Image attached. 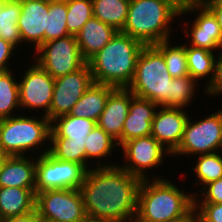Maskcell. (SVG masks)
<instances>
[{
	"mask_svg": "<svg viewBox=\"0 0 222 222\" xmlns=\"http://www.w3.org/2000/svg\"><path fill=\"white\" fill-rule=\"evenodd\" d=\"M142 179L119 165L87 171L80 187L87 217L121 222L137 212Z\"/></svg>",
	"mask_w": 222,
	"mask_h": 222,
	"instance_id": "cell-1",
	"label": "cell"
},
{
	"mask_svg": "<svg viewBox=\"0 0 222 222\" xmlns=\"http://www.w3.org/2000/svg\"><path fill=\"white\" fill-rule=\"evenodd\" d=\"M180 10L181 6L174 0H130L121 32L145 45L171 40L178 35Z\"/></svg>",
	"mask_w": 222,
	"mask_h": 222,
	"instance_id": "cell-2",
	"label": "cell"
},
{
	"mask_svg": "<svg viewBox=\"0 0 222 222\" xmlns=\"http://www.w3.org/2000/svg\"><path fill=\"white\" fill-rule=\"evenodd\" d=\"M174 175L175 180L172 178ZM174 175L163 179L142 180L138 192L137 213L144 219L149 222H167L182 216L194 205L190 188L183 186L186 182L182 181L185 179L178 177L177 173ZM177 178L180 179L179 182Z\"/></svg>",
	"mask_w": 222,
	"mask_h": 222,
	"instance_id": "cell-3",
	"label": "cell"
},
{
	"mask_svg": "<svg viewBox=\"0 0 222 222\" xmlns=\"http://www.w3.org/2000/svg\"><path fill=\"white\" fill-rule=\"evenodd\" d=\"M145 44L121 31L87 63L94 83L128 88L133 80L138 57Z\"/></svg>",
	"mask_w": 222,
	"mask_h": 222,
	"instance_id": "cell-4",
	"label": "cell"
},
{
	"mask_svg": "<svg viewBox=\"0 0 222 222\" xmlns=\"http://www.w3.org/2000/svg\"><path fill=\"white\" fill-rule=\"evenodd\" d=\"M50 134L46 116L20 113L1 119L0 149L7 156H41L49 152Z\"/></svg>",
	"mask_w": 222,
	"mask_h": 222,
	"instance_id": "cell-5",
	"label": "cell"
},
{
	"mask_svg": "<svg viewBox=\"0 0 222 222\" xmlns=\"http://www.w3.org/2000/svg\"><path fill=\"white\" fill-rule=\"evenodd\" d=\"M218 102H220L221 107L219 105L217 107L216 104V110L212 108V105H209L211 107L209 112L206 110L200 113L201 108H196L194 112L191 111L192 114L186 122L182 141L178 149L172 154L173 164L177 166L179 163V166L180 162L182 163L184 160L186 162L194 156L220 151L222 145V103L221 100ZM198 110L199 112H196ZM175 160H179L178 163Z\"/></svg>",
	"mask_w": 222,
	"mask_h": 222,
	"instance_id": "cell-6",
	"label": "cell"
},
{
	"mask_svg": "<svg viewBox=\"0 0 222 222\" xmlns=\"http://www.w3.org/2000/svg\"><path fill=\"white\" fill-rule=\"evenodd\" d=\"M163 54L154 45H145L138 57L128 89L134 96L160 107H171V80Z\"/></svg>",
	"mask_w": 222,
	"mask_h": 222,
	"instance_id": "cell-7",
	"label": "cell"
},
{
	"mask_svg": "<svg viewBox=\"0 0 222 222\" xmlns=\"http://www.w3.org/2000/svg\"><path fill=\"white\" fill-rule=\"evenodd\" d=\"M118 154L120 156L118 165L131 175L137 176L142 180L163 179L171 176L169 173L166 175L165 169H168L167 172L174 171L173 173H176L177 167H172L174 166L171 161L172 154L151 135L124 142L119 147Z\"/></svg>",
	"mask_w": 222,
	"mask_h": 222,
	"instance_id": "cell-8",
	"label": "cell"
},
{
	"mask_svg": "<svg viewBox=\"0 0 222 222\" xmlns=\"http://www.w3.org/2000/svg\"><path fill=\"white\" fill-rule=\"evenodd\" d=\"M24 59L21 62L24 68L18 67L21 113L43 115L49 119L55 79L31 57L30 60Z\"/></svg>",
	"mask_w": 222,
	"mask_h": 222,
	"instance_id": "cell-9",
	"label": "cell"
},
{
	"mask_svg": "<svg viewBox=\"0 0 222 222\" xmlns=\"http://www.w3.org/2000/svg\"><path fill=\"white\" fill-rule=\"evenodd\" d=\"M177 28L178 33L184 34L181 33L177 37L181 36L180 38H183L187 45L213 52H219L222 49L220 25L214 15L201 2L181 7Z\"/></svg>",
	"mask_w": 222,
	"mask_h": 222,
	"instance_id": "cell-10",
	"label": "cell"
},
{
	"mask_svg": "<svg viewBox=\"0 0 222 222\" xmlns=\"http://www.w3.org/2000/svg\"><path fill=\"white\" fill-rule=\"evenodd\" d=\"M31 58L54 79L75 72L87 62L83 59L75 35L43 43Z\"/></svg>",
	"mask_w": 222,
	"mask_h": 222,
	"instance_id": "cell-11",
	"label": "cell"
},
{
	"mask_svg": "<svg viewBox=\"0 0 222 222\" xmlns=\"http://www.w3.org/2000/svg\"><path fill=\"white\" fill-rule=\"evenodd\" d=\"M87 169L78 163L61 161L49 152L36 157V194L45 190L80 189Z\"/></svg>",
	"mask_w": 222,
	"mask_h": 222,
	"instance_id": "cell-12",
	"label": "cell"
},
{
	"mask_svg": "<svg viewBox=\"0 0 222 222\" xmlns=\"http://www.w3.org/2000/svg\"><path fill=\"white\" fill-rule=\"evenodd\" d=\"M36 209L42 219L52 222H81L87 217L80 189L38 192Z\"/></svg>",
	"mask_w": 222,
	"mask_h": 222,
	"instance_id": "cell-13",
	"label": "cell"
},
{
	"mask_svg": "<svg viewBox=\"0 0 222 222\" xmlns=\"http://www.w3.org/2000/svg\"><path fill=\"white\" fill-rule=\"evenodd\" d=\"M93 83L88 63L75 72L56 78L49 120L52 122L57 117L69 114L74 104Z\"/></svg>",
	"mask_w": 222,
	"mask_h": 222,
	"instance_id": "cell-14",
	"label": "cell"
},
{
	"mask_svg": "<svg viewBox=\"0 0 222 222\" xmlns=\"http://www.w3.org/2000/svg\"><path fill=\"white\" fill-rule=\"evenodd\" d=\"M49 2L44 0H21V14L17 26L22 44L33 53L45 43V29Z\"/></svg>",
	"mask_w": 222,
	"mask_h": 222,
	"instance_id": "cell-15",
	"label": "cell"
},
{
	"mask_svg": "<svg viewBox=\"0 0 222 222\" xmlns=\"http://www.w3.org/2000/svg\"><path fill=\"white\" fill-rule=\"evenodd\" d=\"M191 110L173 107H158L151 125L153 136L173 154L179 147Z\"/></svg>",
	"mask_w": 222,
	"mask_h": 222,
	"instance_id": "cell-16",
	"label": "cell"
},
{
	"mask_svg": "<svg viewBox=\"0 0 222 222\" xmlns=\"http://www.w3.org/2000/svg\"><path fill=\"white\" fill-rule=\"evenodd\" d=\"M131 91L128 88H115L108 96L105 108L97 125L113 137L118 147L122 145L124 121L129 112Z\"/></svg>",
	"mask_w": 222,
	"mask_h": 222,
	"instance_id": "cell-17",
	"label": "cell"
},
{
	"mask_svg": "<svg viewBox=\"0 0 222 222\" xmlns=\"http://www.w3.org/2000/svg\"><path fill=\"white\" fill-rule=\"evenodd\" d=\"M188 162L184 164L185 167L183 165L180 168L183 167L186 169L187 164V166H189V172L188 170L187 172L185 170H180L181 174L178 173V176H182L184 179L189 176V178L185 180V185H191L192 188H189L193 196H195L206 184L222 178V154L220 152L197 155L192 157L190 161L188 160ZM190 178L191 181L189 180ZM192 179L194 183L192 182Z\"/></svg>",
	"mask_w": 222,
	"mask_h": 222,
	"instance_id": "cell-18",
	"label": "cell"
},
{
	"mask_svg": "<svg viewBox=\"0 0 222 222\" xmlns=\"http://www.w3.org/2000/svg\"><path fill=\"white\" fill-rule=\"evenodd\" d=\"M117 152L119 147L116 140L96 125L86 138V169L118 165Z\"/></svg>",
	"mask_w": 222,
	"mask_h": 222,
	"instance_id": "cell-19",
	"label": "cell"
},
{
	"mask_svg": "<svg viewBox=\"0 0 222 222\" xmlns=\"http://www.w3.org/2000/svg\"><path fill=\"white\" fill-rule=\"evenodd\" d=\"M159 106L131 93L129 112L124 121L122 144L128 140L151 135V125Z\"/></svg>",
	"mask_w": 222,
	"mask_h": 222,
	"instance_id": "cell-20",
	"label": "cell"
},
{
	"mask_svg": "<svg viewBox=\"0 0 222 222\" xmlns=\"http://www.w3.org/2000/svg\"><path fill=\"white\" fill-rule=\"evenodd\" d=\"M0 187L36 189V157L8 156L0 170Z\"/></svg>",
	"mask_w": 222,
	"mask_h": 222,
	"instance_id": "cell-21",
	"label": "cell"
},
{
	"mask_svg": "<svg viewBox=\"0 0 222 222\" xmlns=\"http://www.w3.org/2000/svg\"><path fill=\"white\" fill-rule=\"evenodd\" d=\"M118 31L96 17H91L75 35L83 59L88 62Z\"/></svg>",
	"mask_w": 222,
	"mask_h": 222,
	"instance_id": "cell-22",
	"label": "cell"
},
{
	"mask_svg": "<svg viewBox=\"0 0 222 222\" xmlns=\"http://www.w3.org/2000/svg\"><path fill=\"white\" fill-rule=\"evenodd\" d=\"M36 209V189L0 187V217L27 214Z\"/></svg>",
	"mask_w": 222,
	"mask_h": 222,
	"instance_id": "cell-23",
	"label": "cell"
},
{
	"mask_svg": "<svg viewBox=\"0 0 222 222\" xmlns=\"http://www.w3.org/2000/svg\"><path fill=\"white\" fill-rule=\"evenodd\" d=\"M114 89L113 86L93 83L74 104L69 115L98 122L105 108L107 98Z\"/></svg>",
	"mask_w": 222,
	"mask_h": 222,
	"instance_id": "cell-24",
	"label": "cell"
},
{
	"mask_svg": "<svg viewBox=\"0 0 222 222\" xmlns=\"http://www.w3.org/2000/svg\"><path fill=\"white\" fill-rule=\"evenodd\" d=\"M20 14L21 0L4 1L0 6V37L15 46L22 55L27 54L26 58H30L32 53L22 44L20 31L17 26Z\"/></svg>",
	"mask_w": 222,
	"mask_h": 222,
	"instance_id": "cell-25",
	"label": "cell"
},
{
	"mask_svg": "<svg viewBox=\"0 0 222 222\" xmlns=\"http://www.w3.org/2000/svg\"><path fill=\"white\" fill-rule=\"evenodd\" d=\"M97 125L88 118L63 115L51 122L50 138H67L70 141L86 142L89 133Z\"/></svg>",
	"mask_w": 222,
	"mask_h": 222,
	"instance_id": "cell-26",
	"label": "cell"
},
{
	"mask_svg": "<svg viewBox=\"0 0 222 222\" xmlns=\"http://www.w3.org/2000/svg\"><path fill=\"white\" fill-rule=\"evenodd\" d=\"M217 54L218 52L186 44V58L189 75L205 88L213 79Z\"/></svg>",
	"mask_w": 222,
	"mask_h": 222,
	"instance_id": "cell-27",
	"label": "cell"
},
{
	"mask_svg": "<svg viewBox=\"0 0 222 222\" xmlns=\"http://www.w3.org/2000/svg\"><path fill=\"white\" fill-rule=\"evenodd\" d=\"M171 95V107L184 108L188 110L191 109V111L195 109L193 108L192 104H197L196 101H198V97L200 99V96L203 95L201 99H205L203 102L204 104L207 100L205 87H203L197 80L193 79L190 75L172 78Z\"/></svg>",
	"mask_w": 222,
	"mask_h": 222,
	"instance_id": "cell-28",
	"label": "cell"
},
{
	"mask_svg": "<svg viewBox=\"0 0 222 222\" xmlns=\"http://www.w3.org/2000/svg\"><path fill=\"white\" fill-rule=\"evenodd\" d=\"M20 113L18 69L0 72V119Z\"/></svg>",
	"mask_w": 222,
	"mask_h": 222,
	"instance_id": "cell-29",
	"label": "cell"
},
{
	"mask_svg": "<svg viewBox=\"0 0 222 222\" xmlns=\"http://www.w3.org/2000/svg\"><path fill=\"white\" fill-rule=\"evenodd\" d=\"M179 39L176 37L171 40L154 44V46L163 54L167 65V71L173 78L189 76L186 58V43L182 38Z\"/></svg>",
	"mask_w": 222,
	"mask_h": 222,
	"instance_id": "cell-30",
	"label": "cell"
},
{
	"mask_svg": "<svg viewBox=\"0 0 222 222\" xmlns=\"http://www.w3.org/2000/svg\"><path fill=\"white\" fill-rule=\"evenodd\" d=\"M130 0H92L93 15L101 22L122 31Z\"/></svg>",
	"mask_w": 222,
	"mask_h": 222,
	"instance_id": "cell-31",
	"label": "cell"
},
{
	"mask_svg": "<svg viewBox=\"0 0 222 222\" xmlns=\"http://www.w3.org/2000/svg\"><path fill=\"white\" fill-rule=\"evenodd\" d=\"M85 144L67 138H50L49 153L58 160L75 162L86 168Z\"/></svg>",
	"mask_w": 222,
	"mask_h": 222,
	"instance_id": "cell-32",
	"label": "cell"
},
{
	"mask_svg": "<svg viewBox=\"0 0 222 222\" xmlns=\"http://www.w3.org/2000/svg\"><path fill=\"white\" fill-rule=\"evenodd\" d=\"M67 3L65 0L49 2L45 42L69 36L66 24Z\"/></svg>",
	"mask_w": 222,
	"mask_h": 222,
	"instance_id": "cell-33",
	"label": "cell"
},
{
	"mask_svg": "<svg viewBox=\"0 0 222 222\" xmlns=\"http://www.w3.org/2000/svg\"><path fill=\"white\" fill-rule=\"evenodd\" d=\"M67 3L66 24L70 35H76L93 17L92 0H65Z\"/></svg>",
	"mask_w": 222,
	"mask_h": 222,
	"instance_id": "cell-34",
	"label": "cell"
},
{
	"mask_svg": "<svg viewBox=\"0 0 222 222\" xmlns=\"http://www.w3.org/2000/svg\"><path fill=\"white\" fill-rule=\"evenodd\" d=\"M20 54L22 53L15 46L0 37V72L21 66V62L24 61L22 58L25 56Z\"/></svg>",
	"mask_w": 222,
	"mask_h": 222,
	"instance_id": "cell-35",
	"label": "cell"
},
{
	"mask_svg": "<svg viewBox=\"0 0 222 222\" xmlns=\"http://www.w3.org/2000/svg\"><path fill=\"white\" fill-rule=\"evenodd\" d=\"M194 203L222 204V178L206 184L194 196Z\"/></svg>",
	"mask_w": 222,
	"mask_h": 222,
	"instance_id": "cell-36",
	"label": "cell"
},
{
	"mask_svg": "<svg viewBox=\"0 0 222 222\" xmlns=\"http://www.w3.org/2000/svg\"><path fill=\"white\" fill-rule=\"evenodd\" d=\"M206 98L212 100L215 106L216 99H221L222 97V49L218 52L215 60L214 76L211 83L205 88ZM215 100L213 101V99ZM222 100V99H221Z\"/></svg>",
	"mask_w": 222,
	"mask_h": 222,
	"instance_id": "cell-37",
	"label": "cell"
},
{
	"mask_svg": "<svg viewBox=\"0 0 222 222\" xmlns=\"http://www.w3.org/2000/svg\"><path fill=\"white\" fill-rule=\"evenodd\" d=\"M199 215V222H222V204L194 203Z\"/></svg>",
	"mask_w": 222,
	"mask_h": 222,
	"instance_id": "cell-38",
	"label": "cell"
},
{
	"mask_svg": "<svg viewBox=\"0 0 222 222\" xmlns=\"http://www.w3.org/2000/svg\"><path fill=\"white\" fill-rule=\"evenodd\" d=\"M200 2L214 15L222 31V0H201Z\"/></svg>",
	"mask_w": 222,
	"mask_h": 222,
	"instance_id": "cell-39",
	"label": "cell"
},
{
	"mask_svg": "<svg viewBox=\"0 0 222 222\" xmlns=\"http://www.w3.org/2000/svg\"><path fill=\"white\" fill-rule=\"evenodd\" d=\"M2 222H39V213L35 209L24 215L5 218Z\"/></svg>",
	"mask_w": 222,
	"mask_h": 222,
	"instance_id": "cell-40",
	"label": "cell"
},
{
	"mask_svg": "<svg viewBox=\"0 0 222 222\" xmlns=\"http://www.w3.org/2000/svg\"><path fill=\"white\" fill-rule=\"evenodd\" d=\"M167 222H199V215L195 205H193L185 214Z\"/></svg>",
	"mask_w": 222,
	"mask_h": 222,
	"instance_id": "cell-41",
	"label": "cell"
},
{
	"mask_svg": "<svg viewBox=\"0 0 222 222\" xmlns=\"http://www.w3.org/2000/svg\"><path fill=\"white\" fill-rule=\"evenodd\" d=\"M121 222H149L148 220L144 219L141 215L137 212L131 215L130 217H126Z\"/></svg>",
	"mask_w": 222,
	"mask_h": 222,
	"instance_id": "cell-42",
	"label": "cell"
},
{
	"mask_svg": "<svg viewBox=\"0 0 222 222\" xmlns=\"http://www.w3.org/2000/svg\"><path fill=\"white\" fill-rule=\"evenodd\" d=\"M178 5L181 7L188 5V4H194V3H199L200 0H174Z\"/></svg>",
	"mask_w": 222,
	"mask_h": 222,
	"instance_id": "cell-43",
	"label": "cell"
},
{
	"mask_svg": "<svg viewBox=\"0 0 222 222\" xmlns=\"http://www.w3.org/2000/svg\"><path fill=\"white\" fill-rule=\"evenodd\" d=\"M7 157L8 156L0 149V170Z\"/></svg>",
	"mask_w": 222,
	"mask_h": 222,
	"instance_id": "cell-44",
	"label": "cell"
},
{
	"mask_svg": "<svg viewBox=\"0 0 222 222\" xmlns=\"http://www.w3.org/2000/svg\"><path fill=\"white\" fill-rule=\"evenodd\" d=\"M81 222H108V221H105V220H99V219H93V218H89V217H86L83 221Z\"/></svg>",
	"mask_w": 222,
	"mask_h": 222,
	"instance_id": "cell-45",
	"label": "cell"
},
{
	"mask_svg": "<svg viewBox=\"0 0 222 222\" xmlns=\"http://www.w3.org/2000/svg\"><path fill=\"white\" fill-rule=\"evenodd\" d=\"M39 222H52V221H48V220L42 219V218L39 216Z\"/></svg>",
	"mask_w": 222,
	"mask_h": 222,
	"instance_id": "cell-46",
	"label": "cell"
},
{
	"mask_svg": "<svg viewBox=\"0 0 222 222\" xmlns=\"http://www.w3.org/2000/svg\"><path fill=\"white\" fill-rule=\"evenodd\" d=\"M5 0H0V6L4 3Z\"/></svg>",
	"mask_w": 222,
	"mask_h": 222,
	"instance_id": "cell-47",
	"label": "cell"
},
{
	"mask_svg": "<svg viewBox=\"0 0 222 222\" xmlns=\"http://www.w3.org/2000/svg\"><path fill=\"white\" fill-rule=\"evenodd\" d=\"M44 1H48V2H51V1H58V0H44Z\"/></svg>",
	"mask_w": 222,
	"mask_h": 222,
	"instance_id": "cell-48",
	"label": "cell"
}]
</instances>
